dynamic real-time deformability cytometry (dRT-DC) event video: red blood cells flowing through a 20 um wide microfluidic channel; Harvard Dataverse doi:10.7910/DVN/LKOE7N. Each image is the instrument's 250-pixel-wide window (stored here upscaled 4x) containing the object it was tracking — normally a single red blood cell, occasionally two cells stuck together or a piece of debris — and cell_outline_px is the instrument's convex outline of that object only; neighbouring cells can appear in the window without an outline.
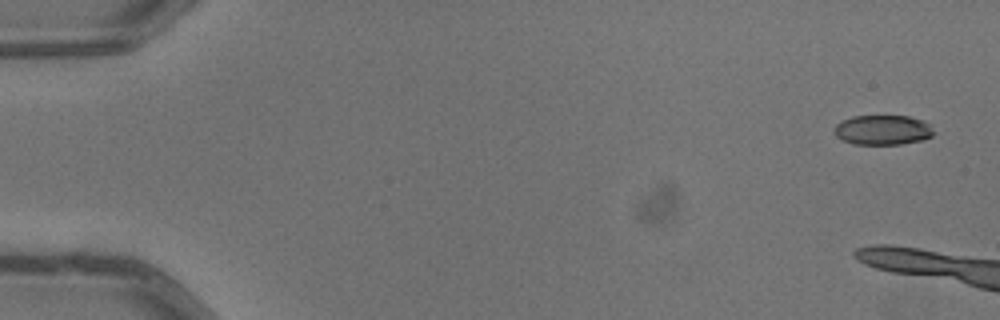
{"species": "common noctule bat (a hibernating species)", "species_latin": "Nyctalus noctula", "temperature_condition": "warm", "stored_images_in_passage": 6, "camera_frame_rate_fps": 3000, "um_per_image_px": 0.085, "animal": {"sex": "male", "body_mass_g": 13.3}, "frame": {"image": 1, "passage_image": 1, "time_ms": 0.0, "image_size_px": [1000, 320], "cell_outline_px": [[932, 136], [920, 140], [900, 144], [852, 144], [836, 136], [832, 128], [840, 120], [852, 116], [908, 116], [924, 120], [928, 124], [932, 132]], "centroid_in_image_um": [74.96, 11.03], "position_along_channel_um": 10.0, "area_um2": 17.22}}